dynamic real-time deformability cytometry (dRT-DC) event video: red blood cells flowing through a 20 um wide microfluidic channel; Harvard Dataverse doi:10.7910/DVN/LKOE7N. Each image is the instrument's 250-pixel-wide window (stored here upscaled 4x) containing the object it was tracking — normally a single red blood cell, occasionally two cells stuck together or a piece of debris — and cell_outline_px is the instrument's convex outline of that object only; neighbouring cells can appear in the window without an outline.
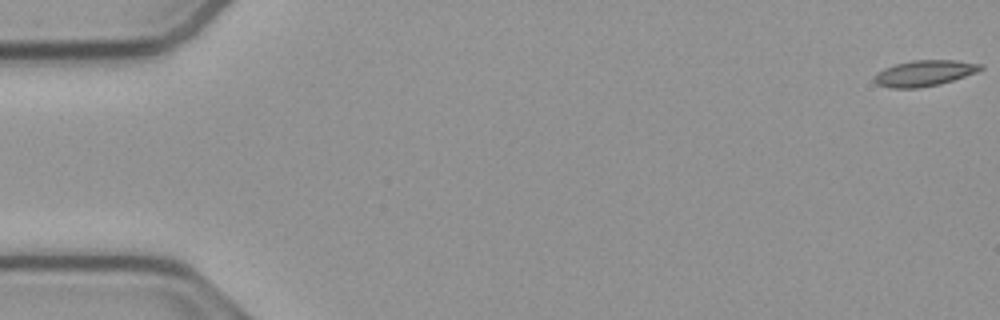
{"species": "common noctule bat (a hibernating species)", "species_latin": "Nyctalus noctula", "temperature_condition": "cold", "stored_images_in_passage": 14, "camera_frame_rate_fps": 3000, "um_per_image_px": 0.085, "animal": {"sex": "male", "body_mass_g": 23.1, "forearm_length_mm": 52.7}, "frame": {"image": 1, "passage_image": 1, "time_ms": 0.0, "image_size_px": [1000, 320], "cell_outline_px": [[984, 68], [976, 72], [940, 84], [920, 88], [888, 88], [876, 84], [872, 80], [876, 72], [884, 68], [896, 64], [912, 60], [956, 60], [984, 64]], "centroid_in_image_um": [78.54, 6.22], "position_along_channel_um": 6.5, "area_um2": 16.18}}
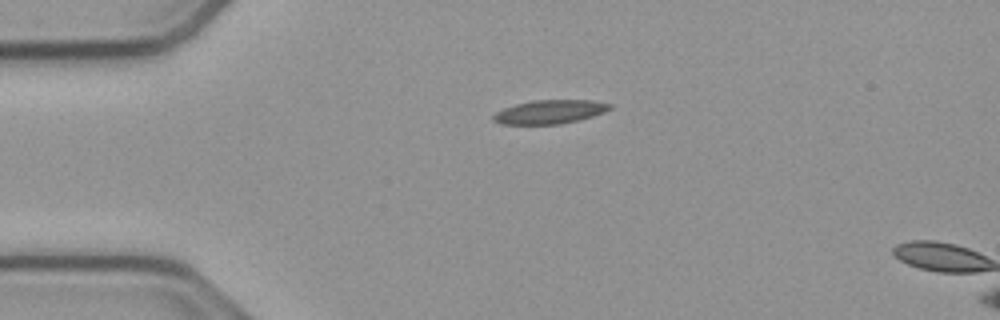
{"frame": {"image": 2, "passage_image": 13, "time_ms": 4.0, "image_size_px": [1000, 320], "cell_outline_px": [[612, 108], [604, 112], [592, 116], [560, 124], [500, 124], [492, 120], [492, 116], [496, 112], [504, 108], [516, 104], [532, 100], [592, 100], [612, 104]], "centroid_in_image_um": [46.72, 9.5], "position_along_channel_um": 38.3, "area_um2": 16.07}}